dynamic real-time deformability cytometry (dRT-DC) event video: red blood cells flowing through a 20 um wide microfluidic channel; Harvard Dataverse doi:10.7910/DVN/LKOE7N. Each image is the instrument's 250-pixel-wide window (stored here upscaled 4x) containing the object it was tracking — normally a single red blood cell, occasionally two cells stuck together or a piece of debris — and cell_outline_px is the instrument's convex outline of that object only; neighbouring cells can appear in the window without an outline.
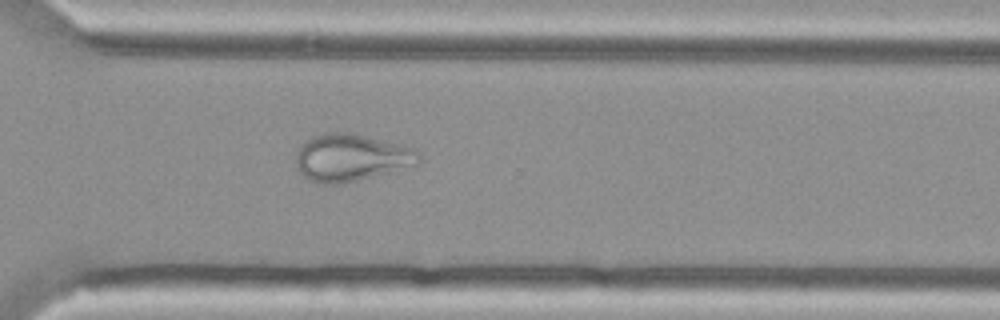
{"species": "Egyptian fruit bat (a non-hibernating species)", "species_latin": "Rousettus aegyptiacus", "temperature_condition": "cold", "stored_images_in_passage": 55, "camera_frame_rate_fps": 3000, "um_per_image_px": 0.085, "animal": {"sex": "female"}, "frame": {"image": 1, "passage_image": 40, "time_ms": 13.0, "image_size_px": [1000, 320], "cell_outline_px": [[420, 164], [344, 184], [324, 184], [308, 180], [300, 172], [296, 164], [296, 152], [308, 140], [324, 132], [352, 132], [412, 148], [420, 156]], "centroid_in_image_um": [29.84, 13.41], "position_along_channel_um": 340.8, "area_um2": 33.64}}